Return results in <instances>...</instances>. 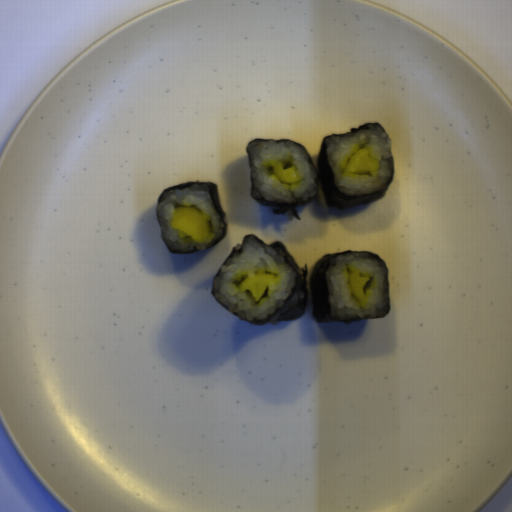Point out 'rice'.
<instances>
[{"instance_id":"obj_5","label":"rice","mask_w":512,"mask_h":512,"mask_svg":"<svg viewBox=\"0 0 512 512\" xmlns=\"http://www.w3.org/2000/svg\"><path fill=\"white\" fill-rule=\"evenodd\" d=\"M200 209L208 225L207 236L201 244L191 237H178L171 227L172 212L179 207ZM160 235L163 241L175 251H192L210 248L223 234V224L207 185L191 184L175 187L162 193L155 207Z\"/></svg>"},{"instance_id":"obj_3","label":"rice","mask_w":512,"mask_h":512,"mask_svg":"<svg viewBox=\"0 0 512 512\" xmlns=\"http://www.w3.org/2000/svg\"><path fill=\"white\" fill-rule=\"evenodd\" d=\"M325 145L333 181L341 193L357 197L388 187L394 173L393 152L383 127L363 126L345 136H329ZM364 148L372 160V170L359 174L346 171L353 154Z\"/></svg>"},{"instance_id":"obj_2","label":"rice","mask_w":512,"mask_h":512,"mask_svg":"<svg viewBox=\"0 0 512 512\" xmlns=\"http://www.w3.org/2000/svg\"><path fill=\"white\" fill-rule=\"evenodd\" d=\"M370 280L364 288V297L358 300L349 285L354 271ZM329 312L332 319L345 321L354 317L385 316L389 293L386 267L379 257L368 253L345 252L330 258L326 273Z\"/></svg>"},{"instance_id":"obj_4","label":"rice","mask_w":512,"mask_h":512,"mask_svg":"<svg viewBox=\"0 0 512 512\" xmlns=\"http://www.w3.org/2000/svg\"><path fill=\"white\" fill-rule=\"evenodd\" d=\"M251 192L257 200L300 203L316 195L317 180L313 164L304 149L292 141L255 140L249 145ZM285 168L294 167L301 181L288 185L273 172L276 161Z\"/></svg>"},{"instance_id":"obj_1","label":"rice","mask_w":512,"mask_h":512,"mask_svg":"<svg viewBox=\"0 0 512 512\" xmlns=\"http://www.w3.org/2000/svg\"><path fill=\"white\" fill-rule=\"evenodd\" d=\"M257 273L276 277L259 301L249 290L238 288L241 281ZM296 281L297 273L279 247L249 236L239 251L227 257L212 282V293L228 311L249 322H264L286 303Z\"/></svg>"}]
</instances>
